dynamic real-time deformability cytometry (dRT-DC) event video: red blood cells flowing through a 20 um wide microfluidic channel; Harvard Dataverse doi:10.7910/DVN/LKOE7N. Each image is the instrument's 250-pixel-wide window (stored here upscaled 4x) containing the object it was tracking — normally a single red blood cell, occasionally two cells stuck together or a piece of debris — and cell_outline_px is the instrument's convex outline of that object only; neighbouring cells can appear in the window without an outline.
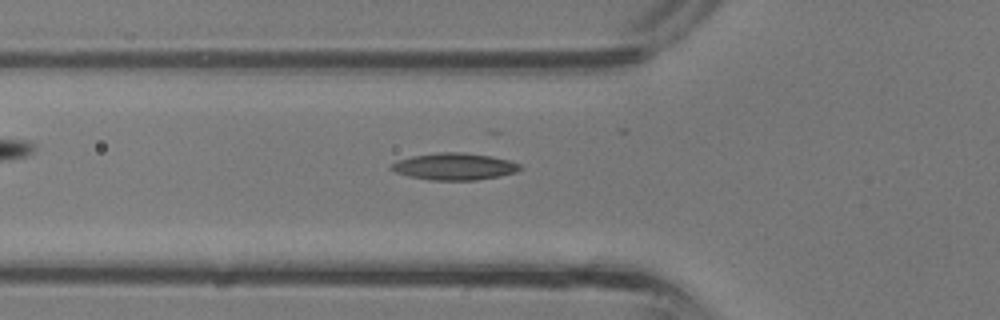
{"species": "common noctule bat (a hibernating species)", "species_latin": "Nyctalus noctula", "temperature_condition": "room temperature", "stored_images_in_passage": 32, "camera_frame_rate_fps": 3000, "um_per_image_px": 0.085, "animal": {"sex": "male", "body_mass_g": 13.3}, "frame": {"image": 1, "passage_image": 11, "time_ms": 3.333, "image_size_px": [1000, 320], "cell_outline_px": [[524, 168], [516, 172], [500, 176], [476, 180], [428, 180], [408, 176], [396, 172], [388, 168], [392, 164], [400, 160], [412, 156], [448, 152], [456, 152], [488, 156], [508, 160], [520, 164]], "centroid_in_image_um": [38.64, 14.17], "position_along_channel_um": 87.2, "area_um2": 19.88}}
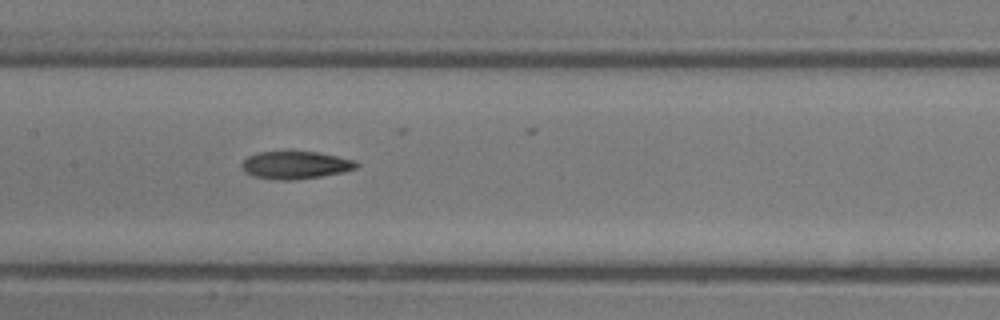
{"frame": {"image": 2, "passage_image": 16, "time_ms": 5.0, "image_size_px": [1000, 320], "cell_outline_px": [[360, 164], [356, 168], [344, 172], [296, 180], [276, 180], [252, 176], [244, 172], [240, 168], [240, 164], [248, 156], [260, 152], [316, 152], [352, 160]], "centroid_in_image_um": [25.05, 14.05], "position_along_channel_um": 182.3, "area_um2": 18.38}}
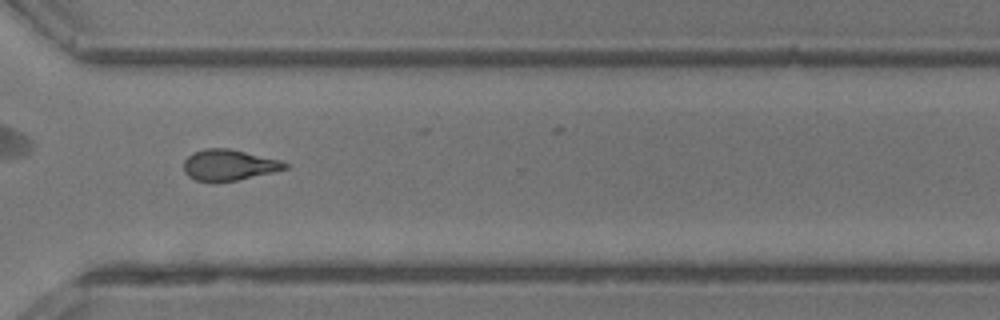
{"frame": {"image": 3, "passage_image": 25, "time_ms": 8.0, "image_size_px": [1000, 320], "cell_outline_px": [[288, 168], [272, 172], [236, 180], [216, 184], [196, 180], [188, 176], [184, 172], [184, 160], [188, 156], [196, 152], [208, 148], [228, 148], [280, 160], [288, 164]], "centroid_in_image_um": [19.42, 14.05], "position_along_channel_um": 351.2, "area_um2": 18.26}}